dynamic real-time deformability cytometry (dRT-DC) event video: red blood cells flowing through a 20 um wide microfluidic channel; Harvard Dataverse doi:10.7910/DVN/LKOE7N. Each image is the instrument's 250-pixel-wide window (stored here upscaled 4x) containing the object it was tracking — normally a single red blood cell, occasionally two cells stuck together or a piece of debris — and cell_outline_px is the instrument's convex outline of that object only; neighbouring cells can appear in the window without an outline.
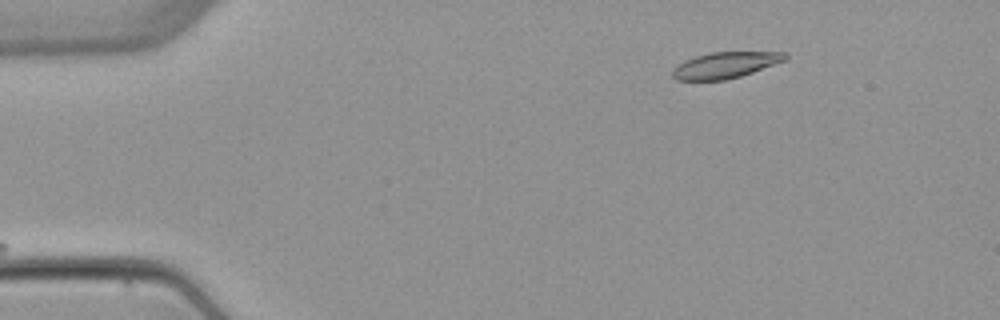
{"species": "common noctule bat (a hibernating species)", "species_latin": "Nyctalus noctula", "temperature_condition": "warm", "stored_images_in_passage": 5, "camera_frame_rate_fps": 3000, "um_per_image_px": 0.085, "animal": {"sex": "female", "body_mass_g": 22.7, "forearm_length_mm": 54.2}, "frame": {"image": 1, "passage_image": 2, "time_ms": 1.333, "image_size_px": [1000, 320], "cell_outline_px": [[788, 60], [740, 76], [724, 80], [676, 80], [672, 76], [672, 68], [684, 60], [696, 56], [712, 52], [788, 52]], "centroid_in_image_um": [61.66, 5.53], "position_along_channel_um": 23.3, "area_um2": 17.22}}
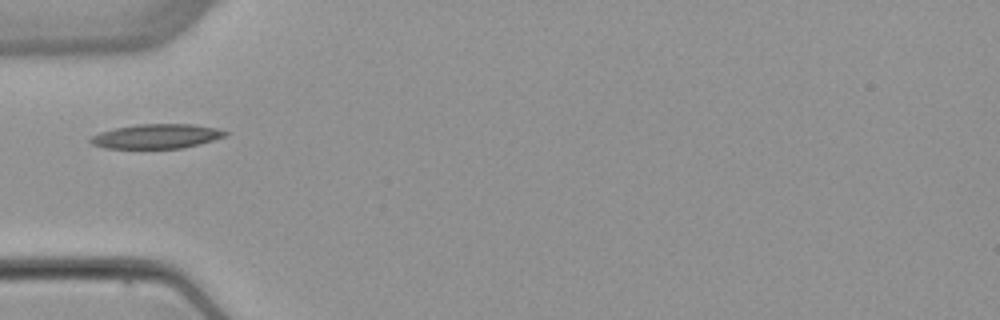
{"frame": {"image": 2, "passage_image": 4, "time_ms": 4.667, "image_size_px": [1000, 320], "cell_outline_px": [[228, 136], [200, 144], [184, 148], [104, 148], [92, 144], [88, 140], [92, 136], [100, 132], [116, 128], [136, 124], [192, 124], [216, 128], [228, 132]], "centroid_in_image_um": [13.33, 11.58], "position_along_channel_um": 71.7, "area_um2": 19.25}}
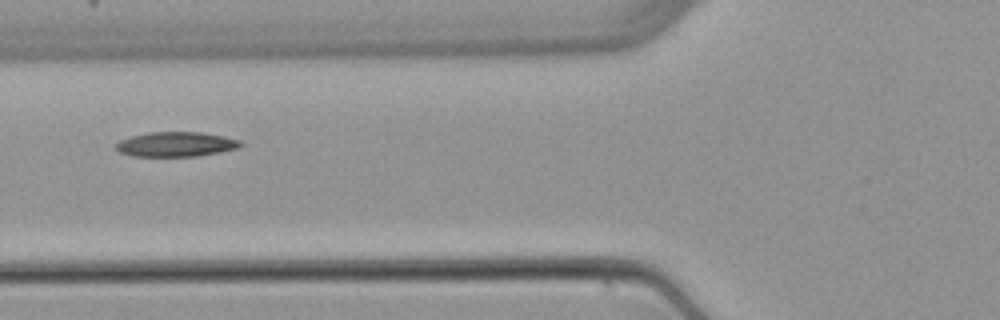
{"frame": {"image": 3, "passage_image": 5, "time_ms": 5.667, "image_size_px": [1000, 320], "cell_outline_px": [[244, 144], [240, 148], [220, 152], [196, 156], [132, 156], [120, 152], [116, 148], [116, 144], [120, 140], [132, 136], [148, 132], [200, 132], [224, 136], [240, 140]], "centroid_in_image_um": [15.0, 12.26], "position_along_channel_um": 110.8, "area_um2": 17.98}}